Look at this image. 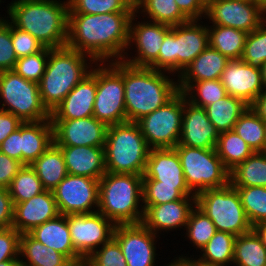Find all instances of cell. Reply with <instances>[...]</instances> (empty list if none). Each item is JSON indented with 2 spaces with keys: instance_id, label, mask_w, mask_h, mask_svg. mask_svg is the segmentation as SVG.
I'll return each mask as SVG.
<instances>
[{
  "instance_id": "6da1fadb",
  "label": "cell",
  "mask_w": 266,
  "mask_h": 266,
  "mask_svg": "<svg viewBox=\"0 0 266 266\" xmlns=\"http://www.w3.org/2000/svg\"><path fill=\"white\" fill-rule=\"evenodd\" d=\"M133 13H68L66 46L89 56L96 63L122 60L129 43V23Z\"/></svg>"
},
{
  "instance_id": "7a4b0ae2",
  "label": "cell",
  "mask_w": 266,
  "mask_h": 266,
  "mask_svg": "<svg viewBox=\"0 0 266 266\" xmlns=\"http://www.w3.org/2000/svg\"><path fill=\"white\" fill-rule=\"evenodd\" d=\"M7 17L15 27L30 33L44 47L61 48L68 39V0H12Z\"/></svg>"
},
{
  "instance_id": "3957f363",
  "label": "cell",
  "mask_w": 266,
  "mask_h": 266,
  "mask_svg": "<svg viewBox=\"0 0 266 266\" xmlns=\"http://www.w3.org/2000/svg\"><path fill=\"white\" fill-rule=\"evenodd\" d=\"M170 74L122 61L126 122H137L164 106L179 92L177 78L172 79L175 75Z\"/></svg>"
},
{
  "instance_id": "277c9868",
  "label": "cell",
  "mask_w": 266,
  "mask_h": 266,
  "mask_svg": "<svg viewBox=\"0 0 266 266\" xmlns=\"http://www.w3.org/2000/svg\"><path fill=\"white\" fill-rule=\"evenodd\" d=\"M92 64H96L92 58L68 46L49 48L38 85L42 102L50 112L91 72Z\"/></svg>"
},
{
  "instance_id": "5b68a950",
  "label": "cell",
  "mask_w": 266,
  "mask_h": 266,
  "mask_svg": "<svg viewBox=\"0 0 266 266\" xmlns=\"http://www.w3.org/2000/svg\"><path fill=\"white\" fill-rule=\"evenodd\" d=\"M98 212L115 225L141 223L144 215L143 176L106 172L99 179Z\"/></svg>"
},
{
  "instance_id": "8992f818",
  "label": "cell",
  "mask_w": 266,
  "mask_h": 266,
  "mask_svg": "<svg viewBox=\"0 0 266 266\" xmlns=\"http://www.w3.org/2000/svg\"><path fill=\"white\" fill-rule=\"evenodd\" d=\"M104 149L106 172L143 176L151 148L136 122L108 126Z\"/></svg>"
},
{
  "instance_id": "52a82bcc",
  "label": "cell",
  "mask_w": 266,
  "mask_h": 266,
  "mask_svg": "<svg viewBox=\"0 0 266 266\" xmlns=\"http://www.w3.org/2000/svg\"><path fill=\"white\" fill-rule=\"evenodd\" d=\"M208 45L206 23L190 20L184 24L171 26L170 32L162 42L158 58L149 67L178 77Z\"/></svg>"
},
{
  "instance_id": "ba28073f",
  "label": "cell",
  "mask_w": 266,
  "mask_h": 266,
  "mask_svg": "<svg viewBox=\"0 0 266 266\" xmlns=\"http://www.w3.org/2000/svg\"><path fill=\"white\" fill-rule=\"evenodd\" d=\"M196 196V206L213 222L216 230L235 236L252 230L237 190L228 183L221 188L206 189Z\"/></svg>"
},
{
  "instance_id": "9c48e42d",
  "label": "cell",
  "mask_w": 266,
  "mask_h": 266,
  "mask_svg": "<svg viewBox=\"0 0 266 266\" xmlns=\"http://www.w3.org/2000/svg\"><path fill=\"white\" fill-rule=\"evenodd\" d=\"M0 109L23 122L51 120V112L42 102L38 83L24 79L14 70L0 72Z\"/></svg>"
},
{
  "instance_id": "30bf717a",
  "label": "cell",
  "mask_w": 266,
  "mask_h": 266,
  "mask_svg": "<svg viewBox=\"0 0 266 266\" xmlns=\"http://www.w3.org/2000/svg\"><path fill=\"white\" fill-rule=\"evenodd\" d=\"M177 151L188 188L196 195L206 189L221 188L229 183L230 172L224 167L215 148L201 149L185 145Z\"/></svg>"
},
{
  "instance_id": "8fae6325",
  "label": "cell",
  "mask_w": 266,
  "mask_h": 266,
  "mask_svg": "<svg viewBox=\"0 0 266 266\" xmlns=\"http://www.w3.org/2000/svg\"><path fill=\"white\" fill-rule=\"evenodd\" d=\"M93 116L107 126L126 122L122 60L97 63Z\"/></svg>"
},
{
  "instance_id": "7c38bea8",
  "label": "cell",
  "mask_w": 266,
  "mask_h": 266,
  "mask_svg": "<svg viewBox=\"0 0 266 266\" xmlns=\"http://www.w3.org/2000/svg\"><path fill=\"white\" fill-rule=\"evenodd\" d=\"M183 118V93L136 123L151 149L174 148L179 144Z\"/></svg>"
},
{
  "instance_id": "4fadbf2b",
  "label": "cell",
  "mask_w": 266,
  "mask_h": 266,
  "mask_svg": "<svg viewBox=\"0 0 266 266\" xmlns=\"http://www.w3.org/2000/svg\"><path fill=\"white\" fill-rule=\"evenodd\" d=\"M205 19L250 33L266 20V7L256 0H207Z\"/></svg>"
},
{
  "instance_id": "5bb4252c",
  "label": "cell",
  "mask_w": 266,
  "mask_h": 266,
  "mask_svg": "<svg viewBox=\"0 0 266 266\" xmlns=\"http://www.w3.org/2000/svg\"><path fill=\"white\" fill-rule=\"evenodd\" d=\"M138 16L136 12L131 16L129 43L122 61L135 67H149L158 58L162 42L170 32L171 26L148 19L137 22L140 19ZM130 49H135L134 56L129 54Z\"/></svg>"
},
{
  "instance_id": "9a60e30c",
  "label": "cell",
  "mask_w": 266,
  "mask_h": 266,
  "mask_svg": "<svg viewBox=\"0 0 266 266\" xmlns=\"http://www.w3.org/2000/svg\"><path fill=\"white\" fill-rule=\"evenodd\" d=\"M52 192L60 215L98 212V179L68 174Z\"/></svg>"
},
{
  "instance_id": "2e32d148",
  "label": "cell",
  "mask_w": 266,
  "mask_h": 266,
  "mask_svg": "<svg viewBox=\"0 0 266 266\" xmlns=\"http://www.w3.org/2000/svg\"><path fill=\"white\" fill-rule=\"evenodd\" d=\"M75 251L85 260L113 238L116 225L99 212L67 215Z\"/></svg>"
},
{
  "instance_id": "e0dca14e",
  "label": "cell",
  "mask_w": 266,
  "mask_h": 266,
  "mask_svg": "<svg viewBox=\"0 0 266 266\" xmlns=\"http://www.w3.org/2000/svg\"><path fill=\"white\" fill-rule=\"evenodd\" d=\"M158 237L142 223L116 225L113 235L121 247L127 266H158L155 264Z\"/></svg>"
},
{
  "instance_id": "ac0fdd59",
  "label": "cell",
  "mask_w": 266,
  "mask_h": 266,
  "mask_svg": "<svg viewBox=\"0 0 266 266\" xmlns=\"http://www.w3.org/2000/svg\"><path fill=\"white\" fill-rule=\"evenodd\" d=\"M56 146L105 147L108 126L94 116L80 119H51Z\"/></svg>"
},
{
  "instance_id": "d6986e66",
  "label": "cell",
  "mask_w": 266,
  "mask_h": 266,
  "mask_svg": "<svg viewBox=\"0 0 266 266\" xmlns=\"http://www.w3.org/2000/svg\"><path fill=\"white\" fill-rule=\"evenodd\" d=\"M196 206V196H184L182 199L159 205H143L142 224L155 235L167 233L179 228L185 229L189 215ZM160 233V234H159Z\"/></svg>"
},
{
  "instance_id": "ffe728a7",
  "label": "cell",
  "mask_w": 266,
  "mask_h": 266,
  "mask_svg": "<svg viewBox=\"0 0 266 266\" xmlns=\"http://www.w3.org/2000/svg\"><path fill=\"white\" fill-rule=\"evenodd\" d=\"M219 135L216 127L210 123L205 108L193 105L183 94V118L178 145L215 148Z\"/></svg>"
},
{
  "instance_id": "44dd1931",
  "label": "cell",
  "mask_w": 266,
  "mask_h": 266,
  "mask_svg": "<svg viewBox=\"0 0 266 266\" xmlns=\"http://www.w3.org/2000/svg\"><path fill=\"white\" fill-rule=\"evenodd\" d=\"M143 185L188 188L179 155L174 148L150 149L143 173Z\"/></svg>"
},
{
  "instance_id": "7402d4cb",
  "label": "cell",
  "mask_w": 266,
  "mask_h": 266,
  "mask_svg": "<svg viewBox=\"0 0 266 266\" xmlns=\"http://www.w3.org/2000/svg\"><path fill=\"white\" fill-rule=\"evenodd\" d=\"M226 93L250 105L264 90L261 69L252 67L241 59L230 60L221 75Z\"/></svg>"
},
{
  "instance_id": "603a6c76",
  "label": "cell",
  "mask_w": 266,
  "mask_h": 266,
  "mask_svg": "<svg viewBox=\"0 0 266 266\" xmlns=\"http://www.w3.org/2000/svg\"><path fill=\"white\" fill-rule=\"evenodd\" d=\"M96 90L97 63L91 72L53 109L51 119L72 120L93 116Z\"/></svg>"
},
{
  "instance_id": "cb8c5ba5",
  "label": "cell",
  "mask_w": 266,
  "mask_h": 266,
  "mask_svg": "<svg viewBox=\"0 0 266 266\" xmlns=\"http://www.w3.org/2000/svg\"><path fill=\"white\" fill-rule=\"evenodd\" d=\"M13 205L12 227L20 234L29 233L34 227L59 215L53 192L50 190H45L30 200Z\"/></svg>"
},
{
  "instance_id": "d4e9b609",
  "label": "cell",
  "mask_w": 266,
  "mask_h": 266,
  "mask_svg": "<svg viewBox=\"0 0 266 266\" xmlns=\"http://www.w3.org/2000/svg\"><path fill=\"white\" fill-rule=\"evenodd\" d=\"M70 175L100 179L106 173L105 149L93 146H58Z\"/></svg>"
},
{
  "instance_id": "484cf974",
  "label": "cell",
  "mask_w": 266,
  "mask_h": 266,
  "mask_svg": "<svg viewBox=\"0 0 266 266\" xmlns=\"http://www.w3.org/2000/svg\"><path fill=\"white\" fill-rule=\"evenodd\" d=\"M29 234L37 241L65 255L72 263L84 260L74 249L66 215L34 227Z\"/></svg>"
},
{
  "instance_id": "4316f807",
  "label": "cell",
  "mask_w": 266,
  "mask_h": 266,
  "mask_svg": "<svg viewBox=\"0 0 266 266\" xmlns=\"http://www.w3.org/2000/svg\"><path fill=\"white\" fill-rule=\"evenodd\" d=\"M53 143V125L51 120L23 122L21 125L22 164H32Z\"/></svg>"
},
{
  "instance_id": "83f0119b",
  "label": "cell",
  "mask_w": 266,
  "mask_h": 266,
  "mask_svg": "<svg viewBox=\"0 0 266 266\" xmlns=\"http://www.w3.org/2000/svg\"><path fill=\"white\" fill-rule=\"evenodd\" d=\"M230 60L216 49L201 52L177 77L178 82H199L220 79Z\"/></svg>"
},
{
  "instance_id": "f1b7e54d",
  "label": "cell",
  "mask_w": 266,
  "mask_h": 266,
  "mask_svg": "<svg viewBox=\"0 0 266 266\" xmlns=\"http://www.w3.org/2000/svg\"><path fill=\"white\" fill-rule=\"evenodd\" d=\"M19 261L28 266H70L72 262L60 252L22 233L19 239Z\"/></svg>"
},
{
  "instance_id": "f546056e",
  "label": "cell",
  "mask_w": 266,
  "mask_h": 266,
  "mask_svg": "<svg viewBox=\"0 0 266 266\" xmlns=\"http://www.w3.org/2000/svg\"><path fill=\"white\" fill-rule=\"evenodd\" d=\"M30 166L45 190L53 191L68 175L63 153L54 143Z\"/></svg>"
},
{
  "instance_id": "4dcf8cb0",
  "label": "cell",
  "mask_w": 266,
  "mask_h": 266,
  "mask_svg": "<svg viewBox=\"0 0 266 266\" xmlns=\"http://www.w3.org/2000/svg\"><path fill=\"white\" fill-rule=\"evenodd\" d=\"M209 46L219 51L229 60L241 59L248 33L243 30L208 25Z\"/></svg>"
},
{
  "instance_id": "1f68e13d",
  "label": "cell",
  "mask_w": 266,
  "mask_h": 266,
  "mask_svg": "<svg viewBox=\"0 0 266 266\" xmlns=\"http://www.w3.org/2000/svg\"><path fill=\"white\" fill-rule=\"evenodd\" d=\"M249 107L242 99L226 95L205 107L207 117L220 133L233 130L240 116Z\"/></svg>"
},
{
  "instance_id": "d6a6232c",
  "label": "cell",
  "mask_w": 266,
  "mask_h": 266,
  "mask_svg": "<svg viewBox=\"0 0 266 266\" xmlns=\"http://www.w3.org/2000/svg\"><path fill=\"white\" fill-rule=\"evenodd\" d=\"M233 187H266V152H254L230 171Z\"/></svg>"
},
{
  "instance_id": "836d02e7",
  "label": "cell",
  "mask_w": 266,
  "mask_h": 266,
  "mask_svg": "<svg viewBox=\"0 0 266 266\" xmlns=\"http://www.w3.org/2000/svg\"><path fill=\"white\" fill-rule=\"evenodd\" d=\"M135 12L149 21L176 26L190 20L180 11L175 0H136Z\"/></svg>"
},
{
  "instance_id": "e575fe53",
  "label": "cell",
  "mask_w": 266,
  "mask_h": 266,
  "mask_svg": "<svg viewBox=\"0 0 266 266\" xmlns=\"http://www.w3.org/2000/svg\"><path fill=\"white\" fill-rule=\"evenodd\" d=\"M233 266H266V247L252 229L236 237Z\"/></svg>"
},
{
  "instance_id": "d590c367",
  "label": "cell",
  "mask_w": 266,
  "mask_h": 266,
  "mask_svg": "<svg viewBox=\"0 0 266 266\" xmlns=\"http://www.w3.org/2000/svg\"><path fill=\"white\" fill-rule=\"evenodd\" d=\"M215 150L229 172L254 153L234 130L220 133Z\"/></svg>"
},
{
  "instance_id": "8d00e7d4",
  "label": "cell",
  "mask_w": 266,
  "mask_h": 266,
  "mask_svg": "<svg viewBox=\"0 0 266 266\" xmlns=\"http://www.w3.org/2000/svg\"><path fill=\"white\" fill-rule=\"evenodd\" d=\"M236 237L233 234L217 230L206 246L200 251L197 260L209 265H232Z\"/></svg>"
},
{
  "instance_id": "74e56055",
  "label": "cell",
  "mask_w": 266,
  "mask_h": 266,
  "mask_svg": "<svg viewBox=\"0 0 266 266\" xmlns=\"http://www.w3.org/2000/svg\"><path fill=\"white\" fill-rule=\"evenodd\" d=\"M178 90L184 94L187 101L203 108L227 95L220 79L199 82H178Z\"/></svg>"
},
{
  "instance_id": "f35d334b",
  "label": "cell",
  "mask_w": 266,
  "mask_h": 266,
  "mask_svg": "<svg viewBox=\"0 0 266 266\" xmlns=\"http://www.w3.org/2000/svg\"><path fill=\"white\" fill-rule=\"evenodd\" d=\"M233 130L254 152H265L266 124L250 107L237 120Z\"/></svg>"
},
{
  "instance_id": "ab89813d",
  "label": "cell",
  "mask_w": 266,
  "mask_h": 266,
  "mask_svg": "<svg viewBox=\"0 0 266 266\" xmlns=\"http://www.w3.org/2000/svg\"><path fill=\"white\" fill-rule=\"evenodd\" d=\"M13 204L22 203L45 191L30 165H23L8 187Z\"/></svg>"
},
{
  "instance_id": "60d3db41",
  "label": "cell",
  "mask_w": 266,
  "mask_h": 266,
  "mask_svg": "<svg viewBox=\"0 0 266 266\" xmlns=\"http://www.w3.org/2000/svg\"><path fill=\"white\" fill-rule=\"evenodd\" d=\"M185 230L184 238L187 237L186 239L196 250L198 249V252L206 246L217 231L211 219L197 206L192 209Z\"/></svg>"
},
{
  "instance_id": "b9f144b4",
  "label": "cell",
  "mask_w": 266,
  "mask_h": 266,
  "mask_svg": "<svg viewBox=\"0 0 266 266\" xmlns=\"http://www.w3.org/2000/svg\"><path fill=\"white\" fill-rule=\"evenodd\" d=\"M252 225L266 221V187H234Z\"/></svg>"
},
{
  "instance_id": "7bdbcfd3",
  "label": "cell",
  "mask_w": 266,
  "mask_h": 266,
  "mask_svg": "<svg viewBox=\"0 0 266 266\" xmlns=\"http://www.w3.org/2000/svg\"><path fill=\"white\" fill-rule=\"evenodd\" d=\"M68 13L106 14L135 12L133 0H68Z\"/></svg>"
},
{
  "instance_id": "ee69618b",
  "label": "cell",
  "mask_w": 266,
  "mask_h": 266,
  "mask_svg": "<svg viewBox=\"0 0 266 266\" xmlns=\"http://www.w3.org/2000/svg\"><path fill=\"white\" fill-rule=\"evenodd\" d=\"M241 60L258 69L266 62V20L248 33Z\"/></svg>"
},
{
  "instance_id": "f6af8a7d",
  "label": "cell",
  "mask_w": 266,
  "mask_h": 266,
  "mask_svg": "<svg viewBox=\"0 0 266 266\" xmlns=\"http://www.w3.org/2000/svg\"><path fill=\"white\" fill-rule=\"evenodd\" d=\"M49 57V48L45 47L42 51L18 58L14 71L24 79L39 83L46 68Z\"/></svg>"
},
{
  "instance_id": "bcb514c9",
  "label": "cell",
  "mask_w": 266,
  "mask_h": 266,
  "mask_svg": "<svg viewBox=\"0 0 266 266\" xmlns=\"http://www.w3.org/2000/svg\"><path fill=\"white\" fill-rule=\"evenodd\" d=\"M195 196L189 188H175L168 185H143V205H159Z\"/></svg>"
},
{
  "instance_id": "7dc6e473",
  "label": "cell",
  "mask_w": 266,
  "mask_h": 266,
  "mask_svg": "<svg viewBox=\"0 0 266 266\" xmlns=\"http://www.w3.org/2000/svg\"><path fill=\"white\" fill-rule=\"evenodd\" d=\"M85 260L91 266H127L121 247L114 238L104 243Z\"/></svg>"
},
{
  "instance_id": "c3c4849f",
  "label": "cell",
  "mask_w": 266,
  "mask_h": 266,
  "mask_svg": "<svg viewBox=\"0 0 266 266\" xmlns=\"http://www.w3.org/2000/svg\"><path fill=\"white\" fill-rule=\"evenodd\" d=\"M17 59L11 39V22L4 17L0 21V72L13 70Z\"/></svg>"
},
{
  "instance_id": "681fc988",
  "label": "cell",
  "mask_w": 266,
  "mask_h": 266,
  "mask_svg": "<svg viewBox=\"0 0 266 266\" xmlns=\"http://www.w3.org/2000/svg\"><path fill=\"white\" fill-rule=\"evenodd\" d=\"M11 39L17 58L42 51L45 47L30 33L20 30L11 23Z\"/></svg>"
},
{
  "instance_id": "f907efd6",
  "label": "cell",
  "mask_w": 266,
  "mask_h": 266,
  "mask_svg": "<svg viewBox=\"0 0 266 266\" xmlns=\"http://www.w3.org/2000/svg\"><path fill=\"white\" fill-rule=\"evenodd\" d=\"M20 235L13 227L0 229V262L19 260Z\"/></svg>"
},
{
  "instance_id": "816d5d0a",
  "label": "cell",
  "mask_w": 266,
  "mask_h": 266,
  "mask_svg": "<svg viewBox=\"0 0 266 266\" xmlns=\"http://www.w3.org/2000/svg\"><path fill=\"white\" fill-rule=\"evenodd\" d=\"M23 164L0 151V187L8 189Z\"/></svg>"
},
{
  "instance_id": "f5cc1de1",
  "label": "cell",
  "mask_w": 266,
  "mask_h": 266,
  "mask_svg": "<svg viewBox=\"0 0 266 266\" xmlns=\"http://www.w3.org/2000/svg\"><path fill=\"white\" fill-rule=\"evenodd\" d=\"M180 11L189 20H199L206 16L207 0H175Z\"/></svg>"
},
{
  "instance_id": "db71d44e",
  "label": "cell",
  "mask_w": 266,
  "mask_h": 266,
  "mask_svg": "<svg viewBox=\"0 0 266 266\" xmlns=\"http://www.w3.org/2000/svg\"><path fill=\"white\" fill-rule=\"evenodd\" d=\"M0 151L22 163L21 126L0 144Z\"/></svg>"
},
{
  "instance_id": "11a10c76",
  "label": "cell",
  "mask_w": 266,
  "mask_h": 266,
  "mask_svg": "<svg viewBox=\"0 0 266 266\" xmlns=\"http://www.w3.org/2000/svg\"><path fill=\"white\" fill-rule=\"evenodd\" d=\"M14 205L9 190L0 187V229L12 227Z\"/></svg>"
},
{
  "instance_id": "9f6ffc18",
  "label": "cell",
  "mask_w": 266,
  "mask_h": 266,
  "mask_svg": "<svg viewBox=\"0 0 266 266\" xmlns=\"http://www.w3.org/2000/svg\"><path fill=\"white\" fill-rule=\"evenodd\" d=\"M22 124L19 117L0 109V144Z\"/></svg>"
},
{
  "instance_id": "6f0895ef",
  "label": "cell",
  "mask_w": 266,
  "mask_h": 266,
  "mask_svg": "<svg viewBox=\"0 0 266 266\" xmlns=\"http://www.w3.org/2000/svg\"><path fill=\"white\" fill-rule=\"evenodd\" d=\"M253 112L266 122V88L259 96L249 105Z\"/></svg>"
},
{
  "instance_id": "680465c9",
  "label": "cell",
  "mask_w": 266,
  "mask_h": 266,
  "mask_svg": "<svg viewBox=\"0 0 266 266\" xmlns=\"http://www.w3.org/2000/svg\"><path fill=\"white\" fill-rule=\"evenodd\" d=\"M252 229L260 237L263 245L266 247V221L254 225Z\"/></svg>"
},
{
  "instance_id": "91938a15",
  "label": "cell",
  "mask_w": 266,
  "mask_h": 266,
  "mask_svg": "<svg viewBox=\"0 0 266 266\" xmlns=\"http://www.w3.org/2000/svg\"><path fill=\"white\" fill-rule=\"evenodd\" d=\"M177 258H180V259H184L190 266H216V265H209V264H205V263H202L200 261L197 260L198 257H194L191 258V257H187L185 255H179L177 256Z\"/></svg>"
},
{
  "instance_id": "94428289",
  "label": "cell",
  "mask_w": 266,
  "mask_h": 266,
  "mask_svg": "<svg viewBox=\"0 0 266 266\" xmlns=\"http://www.w3.org/2000/svg\"><path fill=\"white\" fill-rule=\"evenodd\" d=\"M164 266H190V265L184 259L174 257V259L171 260V262H169Z\"/></svg>"
},
{
  "instance_id": "6125c7cd",
  "label": "cell",
  "mask_w": 266,
  "mask_h": 266,
  "mask_svg": "<svg viewBox=\"0 0 266 266\" xmlns=\"http://www.w3.org/2000/svg\"><path fill=\"white\" fill-rule=\"evenodd\" d=\"M19 262V260H6L0 262V266H18Z\"/></svg>"
},
{
  "instance_id": "be15d7a7",
  "label": "cell",
  "mask_w": 266,
  "mask_h": 266,
  "mask_svg": "<svg viewBox=\"0 0 266 266\" xmlns=\"http://www.w3.org/2000/svg\"><path fill=\"white\" fill-rule=\"evenodd\" d=\"M261 76H262V83L264 88H266V62L261 67Z\"/></svg>"
},
{
  "instance_id": "e7e4bbea",
  "label": "cell",
  "mask_w": 266,
  "mask_h": 266,
  "mask_svg": "<svg viewBox=\"0 0 266 266\" xmlns=\"http://www.w3.org/2000/svg\"><path fill=\"white\" fill-rule=\"evenodd\" d=\"M70 266H91L86 260L72 263Z\"/></svg>"
},
{
  "instance_id": "03108f58",
  "label": "cell",
  "mask_w": 266,
  "mask_h": 266,
  "mask_svg": "<svg viewBox=\"0 0 266 266\" xmlns=\"http://www.w3.org/2000/svg\"><path fill=\"white\" fill-rule=\"evenodd\" d=\"M256 1L261 2L266 7V0H256Z\"/></svg>"
},
{
  "instance_id": "003e7915",
  "label": "cell",
  "mask_w": 266,
  "mask_h": 266,
  "mask_svg": "<svg viewBox=\"0 0 266 266\" xmlns=\"http://www.w3.org/2000/svg\"><path fill=\"white\" fill-rule=\"evenodd\" d=\"M18 266H28V265H26V264H24L22 262H19Z\"/></svg>"
},
{
  "instance_id": "a7ac6f4b",
  "label": "cell",
  "mask_w": 266,
  "mask_h": 266,
  "mask_svg": "<svg viewBox=\"0 0 266 266\" xmlns=\"http://www.w3.org/2000/svg\"><path fill=\"white\" fill-rule=\"evenodd\" d=\"M1 2H3V1H0V4H1ZM0 16H1V15H0ZM2 19H4V17H0V21H1Z\"/></svg>"
}]
</instances>
